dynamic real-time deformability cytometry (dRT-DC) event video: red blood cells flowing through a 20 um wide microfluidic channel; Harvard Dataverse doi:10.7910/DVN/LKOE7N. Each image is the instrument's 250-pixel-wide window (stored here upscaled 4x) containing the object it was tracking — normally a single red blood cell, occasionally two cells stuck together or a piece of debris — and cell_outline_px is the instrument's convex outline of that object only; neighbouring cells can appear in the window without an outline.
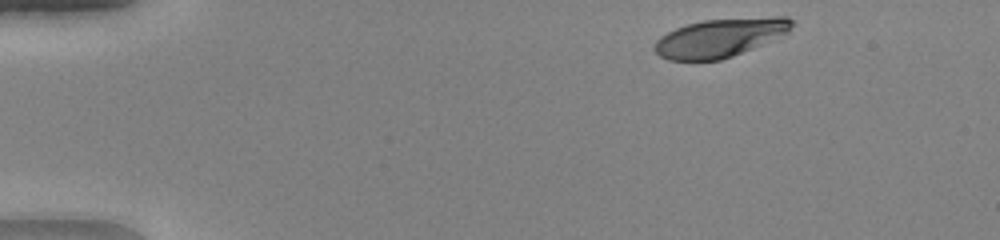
{"species": "human", "species_latin": "Homo sapiens", "temperature_condition": "warm", "stored_images_in_passage": 40, "camera_frame_rate_fps": 3000, "um_per_image_px": 0.085, "donor": {"sex": "female"}, "frame": {"image": 1, "passage_image": 2, "time_ms": 0.333, "image_size_px": [1000, 240], "cell_outline_px": [[796, 24], [784, 36], [776, 40], [732, 56], [720, 60], [668, 60], [660, 56], [652, 48], [656, 40], [660, 36], [676, 28], [688, 24], [704, 20], [776, 16], [788, 16]], "centroid_in_image_um": [61.27, 3.2], "position_along_channel_um": 23.7, "area_um2": 31.21}}
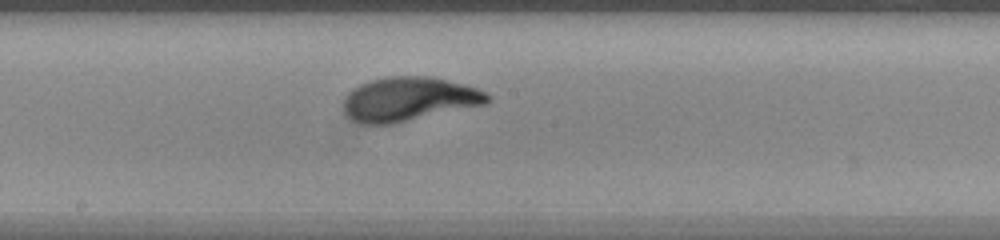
{"frame": {"image": 2, "passage_image": 23, "time_ms": 7.333, "image_size_px": [1000, 240], "cell_outline_px": [[492, 100], [488, 104], [392, 124], [364, 124], [352, 120], [344, 112], [344, 100], [348, 92], [352, 88], [360, 84], [372, 80], [388, 76], [428, 76], [464, 84], [476, 88], [492, 96]], "centroid_in_image_um": [34.78, 8.43], "position_along_channel_um": 213.4, "area_um2": 37.05}}
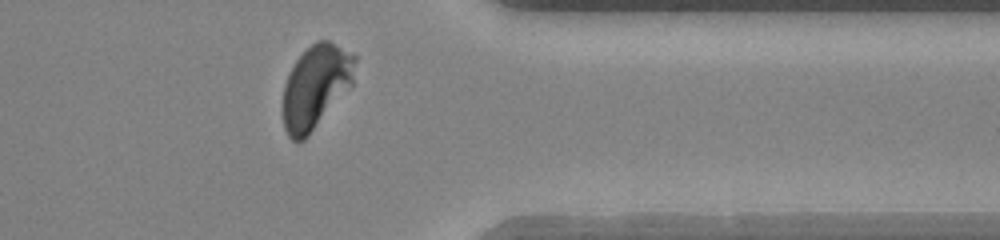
{"frame": {"image": 3, "passage_image": 36, "time_ms": 11.667, "image_size_px": [1000, 240], "cell_outline_px": [[356, 60], [352, 84], [308, 136], [304, 140], [296, 144], [288, 136], [284, 128], [284, 84], [296, 60], [316, 40], [328, 40], [356, 56]], "centroid_in_image_um": [26.83, 7.38], "position_along_channel_um": 384.6, "area_um2": 34.51}, "authors_computed_cell_mechanics": {"area_um2": 35.3447, "velocity_mm_per_s": 4.1243, "shape_relaxation_time_tau1_ms": 3.0121, "shape_relaxation_time_tau2_ms": null, "deformation_change_tau1": 0.2228, "deformation_change_tau2": null}}